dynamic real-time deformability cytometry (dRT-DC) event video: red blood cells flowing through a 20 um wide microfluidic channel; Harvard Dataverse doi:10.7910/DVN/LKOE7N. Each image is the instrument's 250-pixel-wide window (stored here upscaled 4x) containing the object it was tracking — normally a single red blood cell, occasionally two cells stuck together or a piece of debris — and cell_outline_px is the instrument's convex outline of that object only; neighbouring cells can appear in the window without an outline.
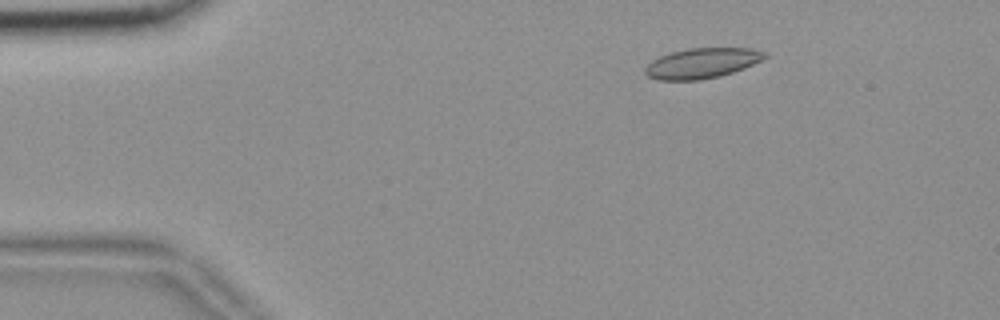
{"species": "common noctule bat (a hibernating species)", "species_latin": "Nyctalus noctula", "temperature_condition": "room temperature", "stored_images_in_passage": 56, "camera_frame_rate_fps": 3000, "um_per_image_px": 0.085, "animal": {"sex": "female", "body_mass_g": 18.4}, "frame": {"image": 1, "passage_image": 9, "time_ms": 2.667, "image_size_px": [1000, 320], "cell_outline_px": [[768, 56], [744, 68], [720, 76], [700, 80], [656, 80], [648, 76], [644, 72], [644, 68], [652, 60], [660, 56], [672, 52], [688, 48], [752, 48], [768, 52]], "centroid_in_image_um": [59.66, 5.37], "position_along_channel_um": 25.3, "area_um2": 21.1}}
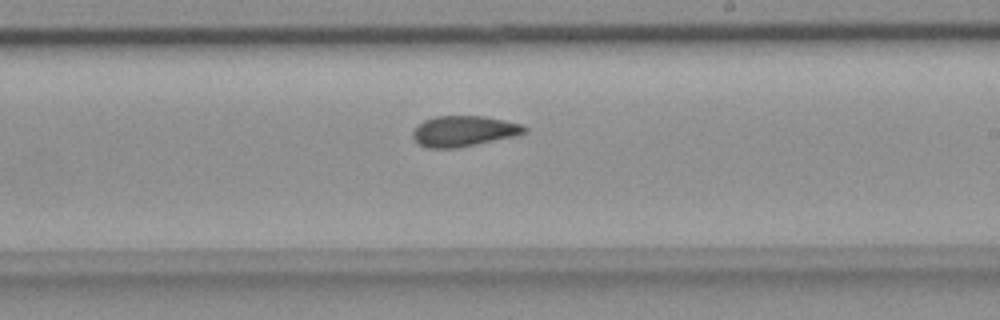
{"frame": {"image": 2, "passage_image": 33, "time_ms": 10.667, "image_size_px": [1000, 320], "cell_outline_px": [[528, 132], [512, 136], [476, 144], [456, 148], [428, 148], [420, 144], [412, 136], [412, 132], [424, 120], [436, 116], [488, 116], [520, 124], [528, 128]], "centroid_in_image_um": [39.43, 11.13], "position_along_channel_um": 249.6, "area_um2": 19.71}}
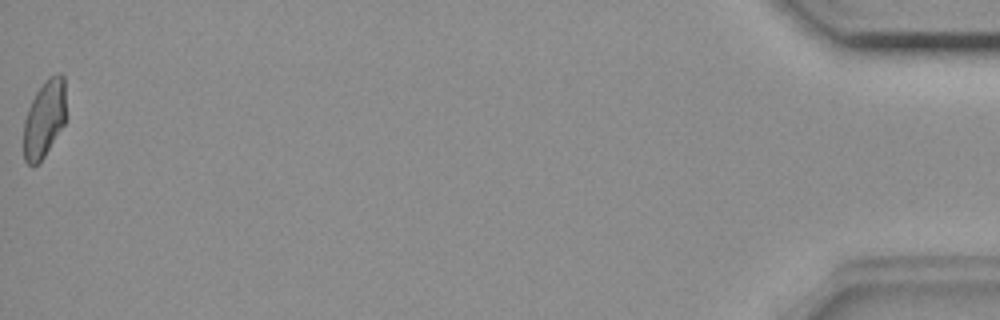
{"frame": {"image": 3, "passage_image": 56, "time_ms": 18.333, "image_size_px": [1000, 320], "cell_outline_px": [[64, 124], [44, 156], [32, 168], [24, 160], [24, 120], [28, 108], [36, 92], [48, 76], [56, 72], [60, 72], [64, 76]], "centroid_in_image_um": [3.75, 10.08], "position_along_channel_um": 431.5, "area_um2": 18.9}, "authors_computed_cell_mechanics": {"area_um2": 20.4612, "velocity_mm_per_s": 3.6677, "shape_relaxation_time_tau1_ms": null, "shape_relaxation_time_tau2_ms": 3.1379, "deformation_change_tau1": null, "deformation_change_tau2": 0.0729}}